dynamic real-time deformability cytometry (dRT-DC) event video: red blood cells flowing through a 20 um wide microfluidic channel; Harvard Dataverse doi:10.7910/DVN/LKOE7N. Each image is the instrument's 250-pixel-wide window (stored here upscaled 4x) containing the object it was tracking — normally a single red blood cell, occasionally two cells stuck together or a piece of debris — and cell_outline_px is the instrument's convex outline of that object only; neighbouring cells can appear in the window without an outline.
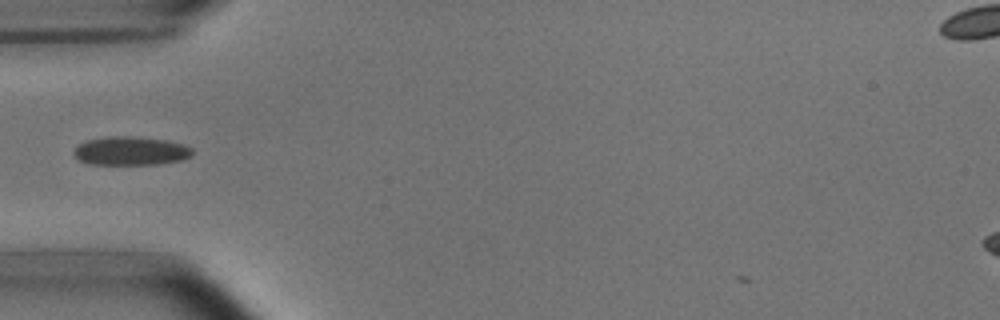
{"species": "common noctule bat (a hibernating species)", "species_latin": "Nyctalus noctula", "temperature_condition": "room temperature", "stored_images_in_passage": 36, "camera_frame_rate_fps": 3000, "um_per_image_px": 0.085, "animal": {"sex": "male", "body_mass_g": 15.6}, "frame": {"image": 1, "passage_image": 2, "time_ms": 0.333, "image_size_px": [1000, 320], "cell_outline_px": [[192, 156], [184, 160], [160, 164], [88, 164], [80, 160], [72, 152], [80, 144], [88, 140], [112, 136], [132, 136], [168, 140], [184, 144], [192, 148]], "centroid_in_image_um": [11.17, 12.83], "position_along_channel_um": 73.8, "area_um2": 19.83}}
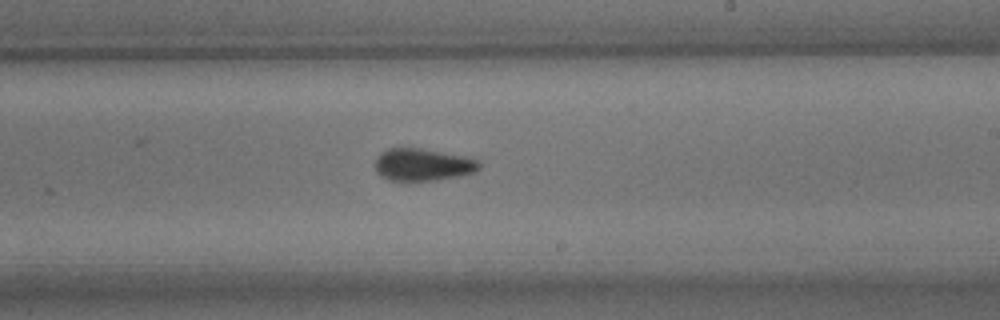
{"frame": {"image": 2, "passage_image": 16, "time_ms": 5.0, "image_size_px": [1000, 320], "cell_outline_px": [[480, 168], [476, 172], [436, 180], [388, 180], [380, 176], [376, 172], [376, 156], [380, 152], [388, 148], [420, 148], [464, 156], [476, 160], [480, 164]], "centroid_in_image_um": [35.9, 13.99], "position_along_channel_um": 253.1, "area_um2": 19.48}}
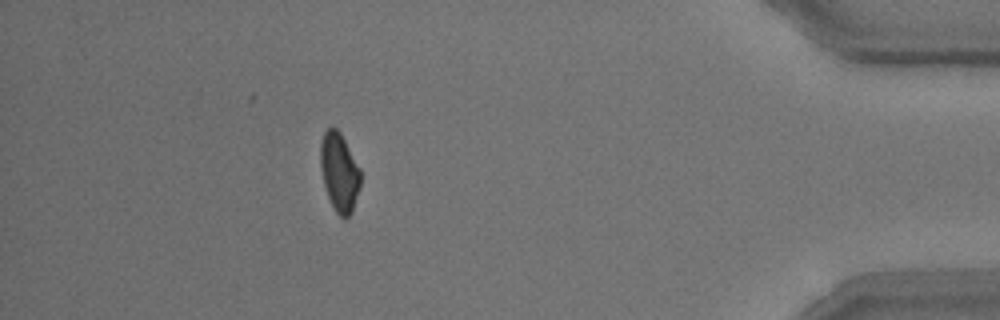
{"frame": {"image": 3, "passage_image": 32, "time_ms": 10.333, "image_size_px": [1000, 320], "cell_outline_px": [[360, 188], [352, 212], [344, 220], [336, 212], [328, 196], [324, 184], [320, 168], [320, 144], [324, 132], [328, 128], [336, 128], [340, 132], [360, 168]], "centroid_in_image_um": [28.84, 14.64], "position_along_channel_um": 406.4, "area_um2": 18.32}, "authors_computed_cell_mechanics": {"area_um2": 19.3052, "velocity_mm_per_s": 3.8199, "shape_relaxation_time_tau1_ms": 2.7512, "shape_relaxation_time_tau2_ms": 1.0452, "deformation_change_tau1": 0.1238, "deformation_change_tau2": 0.0748}}